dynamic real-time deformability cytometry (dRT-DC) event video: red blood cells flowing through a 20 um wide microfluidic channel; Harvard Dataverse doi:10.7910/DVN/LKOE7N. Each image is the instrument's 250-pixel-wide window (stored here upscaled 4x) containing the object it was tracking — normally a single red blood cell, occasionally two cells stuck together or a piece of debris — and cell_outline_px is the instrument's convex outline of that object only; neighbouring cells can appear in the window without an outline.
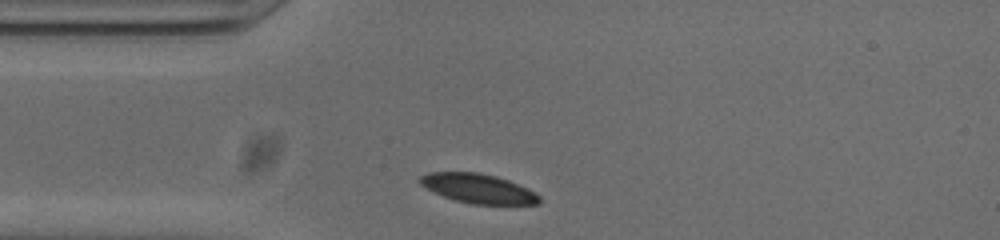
{"species": "common noctule bat (a hibernating species)", "species_latin": "Nyctalus noctula", "temperature_condition": "cold", "stored_images_in_passage": 31, "camera_frame_rate_fps": 3000, "um_per_image_px": 0.085, "animal": {"sex": "male", "body_mass_g": 20.0, "forearm_length_mm": 53.3}, "frame": {"image": 1, "passage_image": 2, "time_ms": 0.333, "image_size_px": [1000, 240], "cell_outline_px": [[540, 204], [472, 204], [456, 200], [444, 196], [420, 184], [416, 180], [420, 176], [428, 172], [476, 172], [496, 176], [508, 180], [528, 188], [536, 192], [540, 196]], "centroid_in_image_um": [40.66, 16.01], "position_along_channel_um": 44.3, "area_um2": 20.35}}
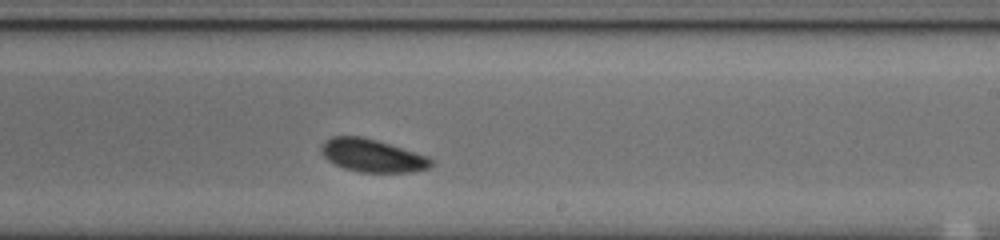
{"frame": {"image": 2, "passage_image": 20, "time_ms": 6.333, "image_size_px": [1000, 240], "cell_outline_px": [[432, 164], [428, 168], [408, 172], [360, 172], [344, 168], [328, 160], [320, 152], [320, 144], [324, 140], [332, 136], [360, 136], [376, 140], [428, 156], [432, 160]], "centroid_in_image_um": [31.59, 13.21], "position_along_channel_um": 257.4, "area_um2": 20.92}}
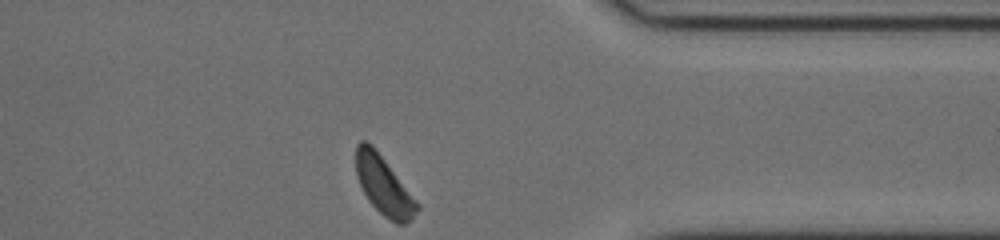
{"frame": {"image": 3, "passage_image": 31, "time_ms": 10.0, "image_size_px": [1000, 240], "cell_outline_px": [[420, 208], [404, 224], [396, 224], [388, 220], [368, 200], [356, 176], [356, 144], [360, 140], [364, 140], [372, 144], [420, 204]], "centroid_in_image_um": [32.61, 15.76], "position_along_channel_um": 378.8, "area_um2": 20.69}, "authors_computed_cell_mechanics": {"area_um2": 21.386, "velocity_mm_per_s": 3.7361, "shape_relaxation_time_tau1_ms": 2.3132, "shape_relaxation_time_tau2_ms": 5.3846, "deformation_change_tau1": 0.062, "deformation_change_tau2": 0.0781}}